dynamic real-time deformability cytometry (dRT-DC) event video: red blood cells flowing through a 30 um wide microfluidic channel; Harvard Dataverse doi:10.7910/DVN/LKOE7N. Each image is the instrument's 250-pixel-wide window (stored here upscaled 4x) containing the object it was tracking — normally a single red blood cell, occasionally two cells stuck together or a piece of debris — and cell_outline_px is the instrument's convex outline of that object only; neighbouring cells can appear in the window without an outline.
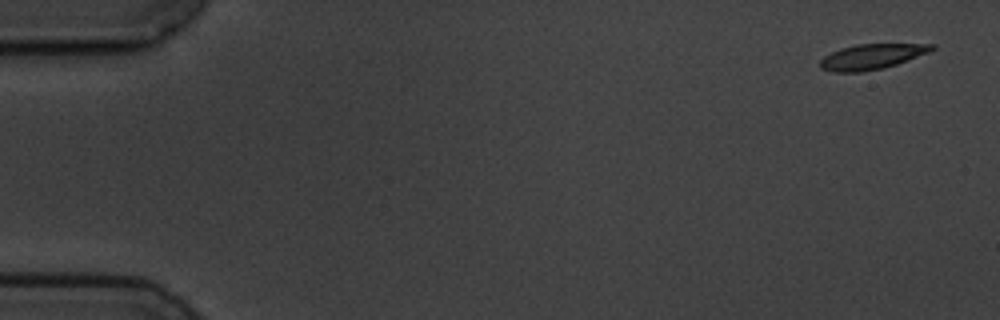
{"species": "common noctule bat (a hibernating species)", "species_latin": "Nyctalus noctula", "temperature_condition": "cold", "stored_images_in_passage": 4, "camera_frame_rate_fps": 3000, "um_per_image_px": 0.085, "animal": {"sex": "male", "body_mass_g": 19.5, "forearm_length_mm": 54.6}, "frame": {"image": 1, "passage_image": 1, "time_ms": 0.0, "image_size_px": [1000, 320], "cell_outline_px": [[936, 48], [928, 52], [896, 64], [884, 68], [860, 72], [832, 72], [820, 68], [820, 60], [824, 56], [840, 48], [856, 44], [936, 44]], "centroid_in_image_um": [74.06, 4.81], "position_along_channel_um": 10.9, "area_um2": 16.36}}
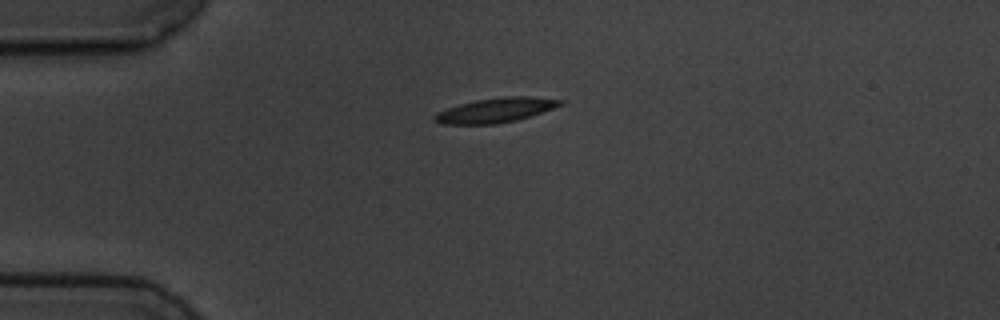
{"frame": {"image": 2, "passage_image": 4, "time_ms": 4.0, "image_size_px": [1000, 320], "cell_outline_px": [[564, 104], [516, 120], [496, 124], [440, 124], [432, 120], [432, 116], [436, 112], [460, 104], [476, 100], [504, 96], [528, 96], [564, 100]], "centroid_in_image_um": [42.07, 9.37], "position_along_channel_um": 42.9, "area_um2": 17.92}}